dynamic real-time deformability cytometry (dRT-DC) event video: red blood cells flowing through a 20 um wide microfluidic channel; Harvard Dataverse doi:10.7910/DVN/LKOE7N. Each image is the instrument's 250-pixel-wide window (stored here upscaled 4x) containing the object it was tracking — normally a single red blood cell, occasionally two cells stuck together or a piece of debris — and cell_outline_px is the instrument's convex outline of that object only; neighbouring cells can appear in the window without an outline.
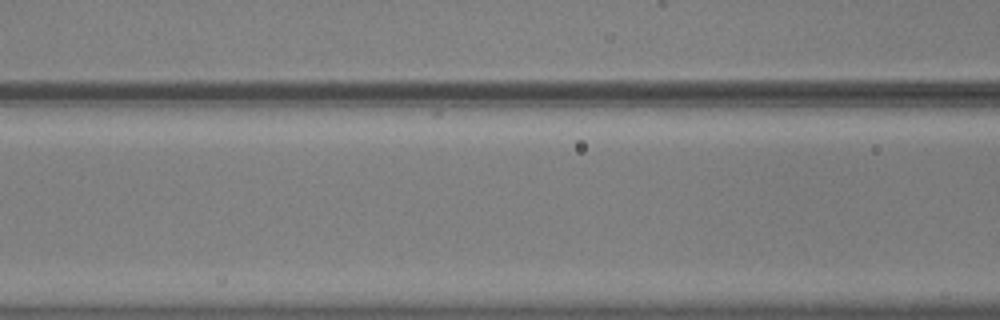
{"species": "common noctule bat (a hibernating species)", "species_latin": "Nyctalus noctula", "temperature_condition": "warm", "stored_images_in_passage": 8, "camera_frame_rate_fps": 3000, "um_per_image_px": 0.085, "animal": {"sex": "male", "body_mass_g": 20.5, "forearm_length_mm": 52.5}, "frame": {"image": 1, "passage_image": 7, "time_ms": 2.0, "image_size_px": [1000, 320], "cell_outline_px": [[400, 84], [392, 88], [344, 104], [316, 104], [288, 84]], "centroid_in_image_um": [28.84, 7.82], "position_along_channel_um": 137.8, "area_um2": 10.35}}